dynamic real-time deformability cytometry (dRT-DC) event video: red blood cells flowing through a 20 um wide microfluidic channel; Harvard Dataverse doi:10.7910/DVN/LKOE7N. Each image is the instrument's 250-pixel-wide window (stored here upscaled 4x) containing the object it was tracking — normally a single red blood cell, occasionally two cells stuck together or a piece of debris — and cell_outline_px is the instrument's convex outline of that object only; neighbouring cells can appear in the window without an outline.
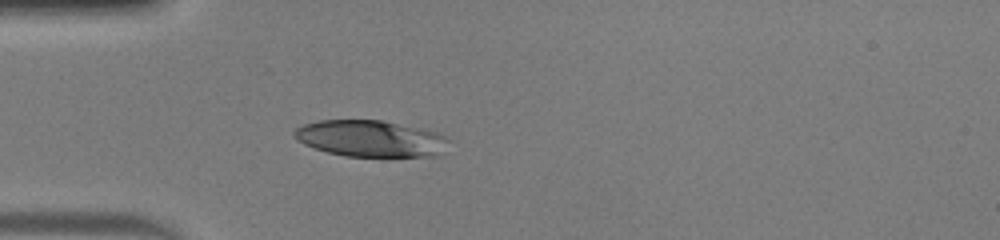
{"species": "human", "species_latin": "Homo sapiens", "temperature_condition": "warm", "stored_images_in_passage": 36, "camera_frame_rate_fps": 3000, "um_per_image_px": 0.085, "donor": {"sex": "male"}, "frame": {"image": 1, "passage_image": 1, "time_ms": 0.0, "image_size_px": [1000, 240], "cell_outline_px": [[448, 140], [432, 156], [344, 156], [328, 152], [304, 144], [296, 140], [292, 136], [292, 132], [296, 128], [304, 124], [320, 120], [380, 120], [436, 132], [444, 136]], "centroid_in_image_um": [31.36, 11.76], "position_along_channel_um": 53.6, "area_um2": 32.08}}
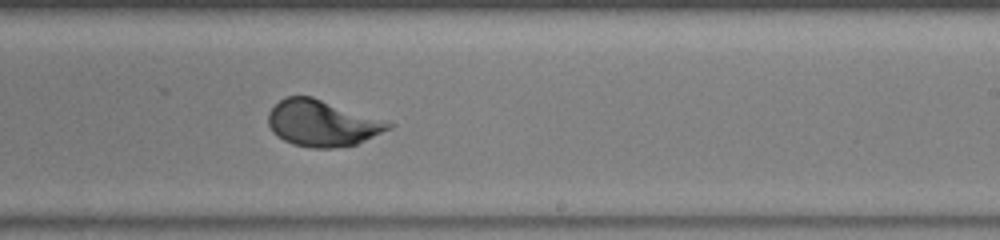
{"frame": {"image": 2, "passage_image": 17, "time_ms": 5.333, "image_size_px": [1000, 240], "cell_outline_px": [[396, 124], [392, 128], [356, 144], [332, 148], [312, 148], [292, 144], [276, 136], [272, 132], [268, 124], [268, 112], [284, 96], [312, 96]], "centroid_in_image_um": [27.37, 10.47], "position_along_channel_um": 261.6, "area_um2": 32.37}}
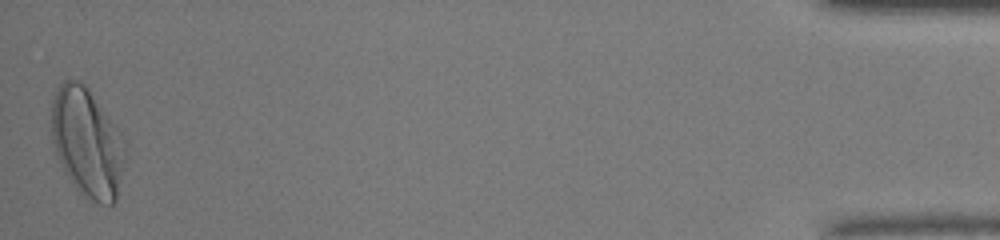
{"frame": {"image": 3, "passage_image": 36, "time_ms": 11.667, "image_size_px": [1000, 240], "cell_outline_px": [[124, 156], [116, 200], [112, 204], [100, 204], [84, 196], [80, 192], [68, 176], [56, 152], [52, 140], [52, 100], [60, 84], [64, 80], [80, 80], [88, 88], [120, 132], [124, 140]], "centroid_in_image_um": [7.4, 12.09], "position_along_channel_um": 427.8, "area_um2": 45.78}, "authors_computed_cell_mechanics": {"area_um2": 32.4258, "velocity_mm_per_s": 4.0747, "shape_relaxation_time_tau1_ms": 3.4149, "shape_relaxation_time_tau2_ms": null, "deformation_change_tau1": 0.2145, "deformation_change_tau2": null}}